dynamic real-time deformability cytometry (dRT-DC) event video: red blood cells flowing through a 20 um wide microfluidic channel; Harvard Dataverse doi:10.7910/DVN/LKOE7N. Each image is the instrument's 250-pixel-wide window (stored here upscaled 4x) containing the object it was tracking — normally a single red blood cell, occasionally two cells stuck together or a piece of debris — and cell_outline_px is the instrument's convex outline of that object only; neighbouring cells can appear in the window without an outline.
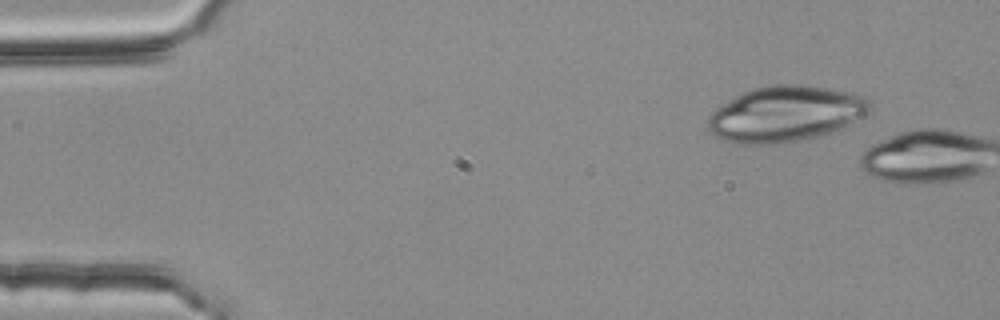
{"species": "common noctule bat (a hibernating species)", "species_latin": "Nyctalus noctula", "temperature_condition": "room temperature", "stored_images_in_passage": 2, "camera_frame_rate_fps": 3000, "um_per_image_px": 0.085, "animal": {"sex": "female", "body_mass_g": 25.1}, "frame": {"image": 1, "passage_image": 1, "time_ms": 0.0, "image_size_px": [1000, 320], "cell_outline_px": [[872, 104], [868, 112], [840, 128], [832, 132], [820, 136], [800, 140], [772, 144], [744, 144], [724, 140], [716, 136], [708, 128], [708, 116], [716, 108], [740, 92], [752, 88], [768, 84], [800, 84], [828, 88], [852, 92], [864, 96]], "centroid_in_image_um": [66.74, 9.66], "position_along_channel_um": 18.3, "area_um2": 52.54}}